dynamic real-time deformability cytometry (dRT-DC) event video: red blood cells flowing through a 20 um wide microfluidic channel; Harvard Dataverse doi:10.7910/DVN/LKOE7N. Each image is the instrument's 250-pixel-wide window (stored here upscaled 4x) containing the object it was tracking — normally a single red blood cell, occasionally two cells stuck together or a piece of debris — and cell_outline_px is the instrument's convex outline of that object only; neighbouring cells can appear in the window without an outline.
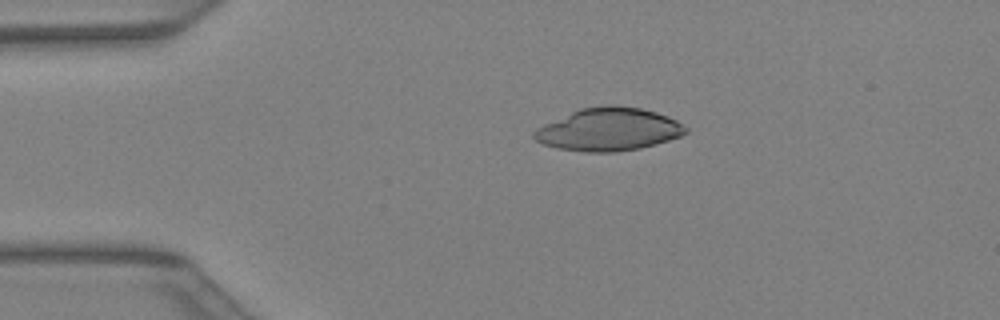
{"species": "Egyptian fruit bat (a non-hibernating species)", "species_latin": "Rousettus aegyptiacus", "temperature_condition": "warm", "stored_images_in_passage": 34, "camera_frame_rate_fps": 3000, "um_per_image_px": 0.085, "animal": {"sex": "female"}, "frame": {"image": 1, "passage_image": 2, "time_ms": 0.333, "image_size_px": [1000, 320], "cell_outline_px": [[688, 132], [680, 136], [656, 144], [640, 148], [616, 152], [584, 152], [556, 148], [544, 144], [536, 140], [532, 136], [532, 132], [536, 128], [544, 124], [580, 108], [608, 104], [616, 104], [640, 108], [656, 112], [668, 116], [676, 120], [688, 128]], "centroid_in_image_um": [51.73, 10.99], "position_along_channel_um": 33.3, "area_um2": 38.03}}
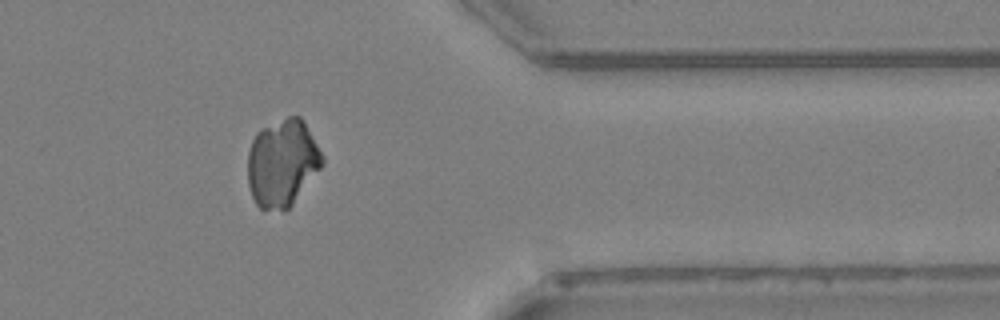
{"frame": {"image": 2, "passage_image": 27, "time_ms": 8.667, "image_size_px": [1000, 320], "cell_outline_px": [[324, 164], [292, 204], [284, 212], [260, 208], [256, 204], [252, 196], [248, 184], [248, 152], [252, 140], [256, 132], [260, 128], [288, 116], [300, 116], [324, 156]], "centroid_in_image_um": [23.99, 13.86], "position_along_channel_um": 387.4, "area_um2": 37.97}}
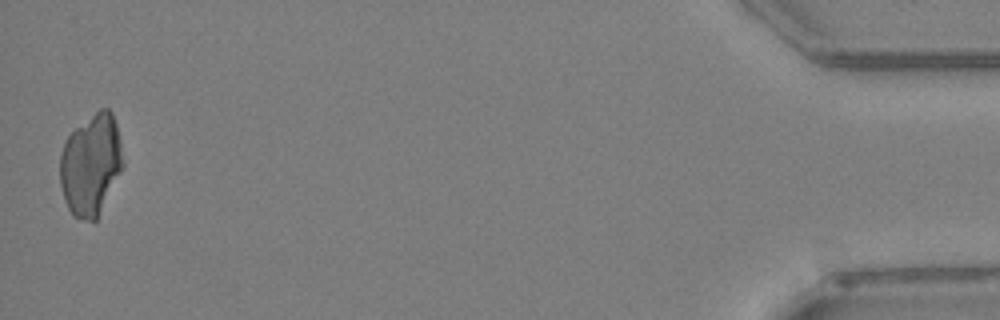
{"frame": {"image": 3, "passage_image": 34, "time_ms": 11.0, "image_size_px": [1000, 320], "cell_outline_px": [[124, 164], [96, 220], [84, 220], [72, 216], [68, 208], [60, 184], [60, 156], [64, 140], [76, 128], [100, 108], [108, 108], [112, 112], [116, 124], [120, 140], [124, 160]], "centroid_in_image_um": [7.72, 13.99], "position_along_channel_um": 427.5, "area_um2": 36.93}}